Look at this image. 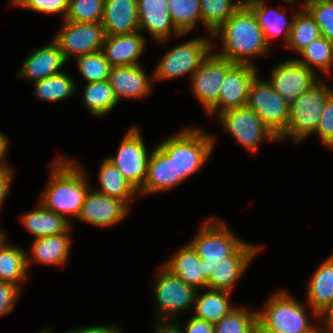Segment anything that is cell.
<instances>
[{"mask_svg":"<svg viewBox=\"0 0 333 333\" xmlns=\"http://www.w3.org/2000/svg\"><path fill=\"white\" fill-rule=\"evenodd\" d=\"M9 146H10L9 137L5 135V133L0 131V167L11 166L9 165L6 158Z\"/></svg>","mask_w":333,"mask_h":333,"instance_id":"681fc988","label":"cell"},{"mask_svg":"<svg viewBox=\"0 0 333 333\" xmlns=\"http://www.w3.org/2000/svg\"><path fill=\"white\" fill-rule=\"evenodd\" d=\"M122 328L118 325H107V324H99V325H89L85 327H78L75 329L68 330L65 333H123Z\"/></svg>","mask_w":333,"mask_h":333,"instance_id":"7dc6e473","label":"cell"},{"mask_svg":"<svg viewBox=\"0 0 333 333\" xmlns=\"http://www.w3.org/2000/svg\"><path fill=\"white\" fill-rule=\"evenodd\" d=\"M222 128L249 153L255 154L263 141L279 142L278 137L248 106L224 111L217 116Z\"/></svg>","mask_w":333,"mask_h":333,"instance_id":"9c48e42d","label":"cell"},{"mask_svg":"<svg viewBox=\"0 0 333 333\" xmlns=\"http://www.w3.org/2000/svg\"><path fill=\"white\" fill-rule=\"evenodd\" d=\"M307 283L305 302L319 314L333 301V253L318 265Z\"/></svg>","mask_w":333,"mask_h":333,"instance_id":"83f0119b","label":"cell"},{"mask_svg":"<svg viewBox=\"0 0 333 333\" xmlns=\"http://www.w3.org/2000/svg\"><path fill=\"white\" fill-rule=\"evenodd\" d=\"M320 333H333V301L318 314Z\"/></svg>","mask_w":333,"mask_h":333,"instance_id":"c3c4849f","label":"cell"},{"mask_svg":"<svg viewBox=\"0 0 333 333\" xmlns=\"http://www.w3.org/2000/svg\"><path fill=\"white\" fill-rule=\"evenodd\" d=\"M6 238H7V233L1 229L0 230V245Z\"/></svg>","mask_w":333,"mask_h":333,"instance_id":"f5cc1de1","label":"cell"},{"mask_svg":"<svg viewBox=\"0 0 333 333\" xmlns=\"http://www.w3.org/2000/svg\"><path fill=\"white\" fill-rule=\"evenodd\" d=\"M11 5L44 14H60L64 20L69 0H11Z\"/></svg>","mask_w":333,"mask_h":333,"instance_id":"b9f144b4","label":"cell"},{"mask_svg":"<svg viewBox=\"0 0 333 333\" xmlns=\"http://www.w3.org/2000/svg\"><path fill=\"white\" fill-rule=\"evenodd\" d=\"M259 72L257 66L234 63L226 71L219 100L207 112L208 116H218L224 111L246 106L250 86Z\"/></svg>","mask_w":333,"mask_h":333,"instance_id":"9a60e30c","label":"cell"},{"mask_svg":"<svg viewBox=\"0 0 333 333\" xmlns=\"http://www.w3.org/2000/svg\"><path fill=\"white\" fill-rule=\"evenodd\" d=\"M21 225L33 239L66 233L73 224L64 216L48 210L40 202H36L33 210L25 212L20 216Z\"/></svg>","mask_w":333,"mask_h":333,"instance_id":"4316f807","label":"cell"},{"mask_svg":"<svg viewBox=\"0 0 333 333\" xmlns=\"http://www.w3.org/2000/svg\"><path fill=\"white\" fill-rule=\"evenodd\" d=\"M70 228L66 233L60 235H49L33 239L31 250L26 252L27 269L34 264L61 267L69 260L73 237Z\"/></svg>","mask_w":333,"mask_h":333,"instance_id":"603a6c76","label":"cell"},{"mask_svg":"<svg viewBox=\"0 0 333 333\" xmlns=\"http://www.w3.org/2000/svg\"><path fill=\"white\" fill-rule=\"evenodd\" d=\"M216 139L199 126H187L168 136L157 146L174 161L177 177L188 179L210 159L215 150Z\"/></svg>","mask_w":333,"mask_h":333,"instance_id":"277c9868","label":"cell"},{"mask_svg":"<svg viewBox=\"0 0 333 333\" xmlns=\"http://www.w3.org/2000/svg\"><path fill=\"white\" fill-rule=\"evenodd\" d=\"M173 25L181 34H189L202 24L200 0H167Z\"/></svg>","mask_w":333,"mask_h":333,"instance_id":"8d00e7d4","label":"cell"},{"mask_svg":"<svg viewBox=\"0 0 333 333\" xmlns=\"http://www.w3.org/2000/svg\"><path fill=\"white\" fill-rule=\"evenodd\" d=\"M266 1L267 0H244V3L255 15L257 22L263 31L265 42L269 47L271 48L272 39L278 38L282 34L283 38L281 39H283L282 41L285 47L290 37L294 17L302 6L300 4L298 5V2L295 3L296 0H282L285 5L291 7V10H294L289 21L286 15V10L269 7L267 6L268 3ZM293 5H296V8L298 9H295Z\"/></svg>","mask_w":333,"mask_h":333,"instance_id":"ac0fdd59","label":"cell"},{"mask_svg":"<svg viewBox=\"0 0 333 333\" xmlns=\"http://www.w3.org/2000/svg\"><path fill=\"white\" fill-rule=\"evenodd\" d=\"M60 28L53 40L67 61L101 51L106 37L102 23H77L63 20Z\"/></svg>","mask_w":333,"mask_h":333,"instance_id":"7c38bea8","label":"cell"},{"mask_svg":"<svg viewBox=\"0 0 333 333\" xmlns=\"http://www.w3.org/2000/svg\"><path fill=\"white\" fill-rule=\"evenodd\" d=\"M187 180L185 177H177V168L158 146L151 149L147 165V174L143 187L138 192L139 196L160 194L178 187Z\"/></svg>","mask_w":333,"mask_h":333,"instance_id":"7402d4cb","label":"cell"},{"mask_svg":"<svg viewBox=\"0 0 333 333\" xmlns=\"http://www.w3.org/2000/svg\"><path fill=\"white\" fill-rule=\"evenodd\" d=\"M78 72L88 82H99L109 79L112 69L102 51L76 57Z\"/></svg>","mask_w":333,"mask_h":333,"instance_id":"f35d334b","label":"cell"},{"mask_svg":"<svg viewBox=\"0 0 333 333\" xmlns=\"http://www.w3.org/2000/svg\"><path fill=\"white\" fill-rule=\"evenodd\" d=\"M257 308L237 306L219 322L214 324L215 333H257Z\"/></svg>","mask_w":333,"mask_h":333,"instance_id":"74e56055","label":"cell"},{"mask_svg":"<svg viewBox=\"0 0 333 333\" xmlns=\"http://www.w3.org/2000/svg\"><path fill=\"white\" fill-rule=\"evenodd\" d=\"M147 148L140 128L133 124L121 140L117 153L111 157H105L138 192L143 187L147 174L151 154Z\"/></svg>","mask_w":333,"mask_h":333,"instance_id":"30bf717a","label":"cell"},{"mask_svg":"<svg viewBox=\"0 0 333 333\" xmlns=\"http://www.w3.org/2000/svg\"><path fill=\"white\" fill-rule=\"evenodd\" d=\"M181 333H215L214 324L205 320L198 319L191 315L185 325L178 322V318L174 320Z\"/></svg>","mask_w":333,"mask_h":333,"instance_id":"f6af8a7d","label":"cell"},{"mask_svg":"<svg viewBox=\"0 0 333 333\" xmlns=\"http://www.w3.org/2000/svg\"><path fill=\"white\" fill-rule=\"evenodd\" d=\"M269 75L266 80L288 104L293 103L320 80L317 73L296 58L279 62Z\"/></svg>","mask_w":333,"mask_h":333,"instance_id":"5bb4252c","label":"cell"},{"mask_svg":"<svg viewBox=\"0 0 333 333\" xmlns=\"http://www.w3.org/2000/svg\"><path fill=\"white\" fill-rule=\"evenodd\" d=\"M67 62L59 46L52 39L49 44L35 48L24 58L16 76L33 83L62 73L64 70L62 68Z\"/></svg>","mask_w":333,"mask_h":333,"instance_id":"ffe728a7","label":"cell"},{"mask_svg":"<svg viewBox=\"0 0 333 333\" xmlns=\"http://www.w3.org/2000/svg\"><path fill=\"white\" fill-rule=\"evenodd\" d=\"M158 270L152 287L156 306L154 308L155 322H174L177 316L192 312L197 290L187 285L163 265Z\"/></svg>","mask_w":333,"mask_h":333,"instance_id":"52a82bcc","label":"cell"},{"mask_svg":"<svg viewBox=\"0 0 333 333\" xmlns=\"http://www.w3.org/2000/svg\"><path fill=\"white\" fill-rule=\"evenodd\" d=\"M14 173V174H13ZM15 172L11 166L0 167V211L9 195Z\"/></svg>","mask_w":333,"mask_h":333,"instance_id":"bcb514c9","label":"cell"},{"mask_svg":"<svg viewBox=\"0 0 333 333\" xmlns=\"http://www.w3.org/2000/svg\"><path fill=\"white\" fill-rule=\"evenodd\" d=\"M139 31H147L156 43H167L172 36L184 37L173 25L167 0H137ZM172 35V36H171Z\"/></svg>","mask_w":333,"mask_h":333,"instance_id":"d6986e66","label":"cell"},{"mask_svg":"<svg viewBox=\"0 0 333 333\" xmlns=\"http://www.w3.org/2000/svg\"><path fill=\"white\" fill-rule=\"evenodd\" d=\"M243 3L244 0H200L202 26L207 34L213 35Z\"/></svg>","mask_w":333,"mask_h":333,"instance_id":"d590c367","label":"cell"},{"mask_svg":"<svg viewBox=\"0 0 333 333\" xmlns=\"http://www.w3.org/2000/svg\"><path fill=\"white\" fill-rule=\"evenodd\" d=\"M140 31L106 36L102 45V53L112 67L140 65L139 59L145 53L148 41Z\"/></svg>","mask_w":333,"mask_h":333,"instance_id":"cb8c5ba5","label":"cell"},{"mask_svg":"<svg viewBox=\"0 0 333 333\" xmlns=\"http://www.w3.org/2000/svg\"><path fill=\"white\" fill-rule=\"evenodd\" d=\"M209 37V38H207ZM211 39V40H210ZM212 35L193 37L165 52L152 72L154 82L188 75L190 78L213 50Z\"/></svg>","mask_w":333,"mask_h":333,"instance_id":"ba28073f","label":"cell"},{"mask_svg":"<svg viewBox=\"0 0 333 333\" xmlns=\"http://www.w3.org/2000/svg\"><path fill=\"white\" fill-rule=\"evenodd\" d=\"M152 333H181L174 322H155Z\"/></svg>","mask_w":333,"mask_h":333,"instance_id":"f907efd6","label":"cell"},{"mask_svg":"<svg viewBox=\"0 0 333 333\" xmlns=\"http://www.w3.org/2000/svg\"><path fill=\"white\" fill-rule=\"evenodd\" d=\"M222 218L211 216L206 219L189 244L204 263V278L208 281L214 271V266L222 261H228L244 242L229 228Z\"/></svg>","mask_w":333,"mask_h":333,"instance_id":"5b68a950","label":"cell"},{"mask_svg":"<svg viewBox=\"0 0 333 333\" xmlns=\"http://www.w3.org/2000/svg\"><path fill=\"white\" fill-rule=\"evenodd\" d=\"M321 35L320 28L314 18L302 7L294 17L290 37L285 48L298 54Z\"/></svg>","mask_w":333,"mask_h":333,"instance_id":"e575fe53","label":"cell"},{"mask_svg":"<svg viewBox=\"0 0 333 333\" xmlns=\"http://www.w3.org/2000/svg\"><path fill=\"white\" fill-rule=\"evenodd\" d=\"M257 333H281L273 330H257Z\"/></svg>","mask_w":333,"mask_h":333,"instance_id":"db71d44e","label":"cell"},{"mask_svg":"<svg viewBox=\"0 0 333 333\" xmlns=\"http://www.w3.org/2000/svg\"><path fill=\"white\" fill-rule=\"evenodd\" d=\"M310 306L303 304L288 290H278L257 309V330H273L281 333H320L319 325L312 323L309 316L318 320V314L310 310ZM316 325V326H315Z\"/></svg>","mask_w":333,"mask_h":333,"instance_id":"3957f363","label":"cell"},{"mask_svg":"<svg viewBox=\"0 0 333 333\" xmlns=\"http://www.w3.org/2000/svg\"><path fill=\"white\" fill-rule=\"evenodd\" d=\"M81 99L94 118L105 117L119 104L108 80L86 83Z\"/></svg>","mask_w":333,"mask_h":333,"instance_id":"1f68e13d","label":"cell"},{"mask_svg":"<svg viewBox=\"0 0 333 333\" xmlns=\"http://www.w3.org/2000/svg\"><path fill=\"white\" fill-rule=\"evenodd\" d=\"M130 209L125 201L111 198L91 187L85 196L77 221L99 228L112 227L122 222L129 215Z\"/></svg>","mask_w":333,"mask_h":333,"instance_id":"2e32d148","label":"cell"},{"mask_svg":"<svg viewBox=\"0 0 333 333\" xmlns=\"http://www.w3.org/2000/svg\"><path fill=\"white\" fill-rule=\"evenodd\" d=\"M296 59L317 74L319 70L330 75L333 70V42L321 35L303 48Z\"/></svg>","mask_w":333,"mask_h":333,"instance_id":"836d02e7","label":"cell"},{"mask_svg":"<svg viewBox=\"0 0 333 333\" xmlns=\"http://www.w3.org/2000/svg\"><path fill=\"white\" fill-rule=\"evenodd\" d=\"M137 0H105L102 26L106 36L139 31Z\"/></svg>","mask_w":333,"mask_h":333,"instance_id":"d4e9b609","label":"cell"},{"mask_svg":"<svg viewBox=\"0 0 333 333\" xmlns=\"http://www.w3.org/2000/svg\"><path fill=\"white\" fill-rule=\"evenodd\" d=\"M211 51L189 78L191 91L207 113L219 100V93L226 71L234 64Z\"/></svg>","mask_w":333,"mask_h":333,"instance_id":"4fadbf2b","label":"cell"},{"mask_svg":"<svg viewBox=\"0 0 333 333\" xmlns=\"http://www.w3.org/2000/svg\"><path fill=\"white\" fill-rule=\"evenodd\" d=\"M22 289L9 282H0V316L14 312V307L22 297Z\"/></svg>","mask_w":333,"mask_h":333,"instance_id":"ee69618b","label":"cell"},{"mask_svg":"<svg viewBox=\"0 0 333 333\" xmlns=\"http://www.w3.org/2000/svg\"><path fill=\"white\" fill-rule=\"evenodd\" d=\"M37 333H54L51 327H44L43 329L39 330Z\"/></svg>","mask_w":333,"mask_h":333,"instance_id":"816d5d0a","label":"cell"},{"mask_svg":"<svg viewBox=\"0 0 333 333\" xmlns=\"http://www.w3.org/2000/svg\"><path fill=\"white\" fill-rule=\"evenodd\" d=\"M315 134L325 149H333V93L326 102L322 117L313 135Z\"/></svg>","mask_w":333,"mask_h":333,"instance_id":"7bdbcfd3","label":"cell"},{"mask_svg":"<svg viewBox=\"0 0 333 333\" xmlns=\"http://www.w3.org/2000/svg\"><path fill=\"white\" fill-rule=\"evenodd\" d=\"M50 164L48 181L41 191L38 202L45 208L64 216L69 222L76 221L90 185L89 173L76 158L57 155Z\"/></svg>","mask_w":333,"mask_h":333,"instance_id":"6da1fadb","label":"cell"},{"mask_svg":"<svg viewBox=\"0 0 333 333\" xmlns=\"http://www.w3.org/2000/svg\"><path fill=\"white\" fill-rule=\"evenodd\" d=\"M0 245V282H9L19 286L27 281L29 271L26 264V250L19 245L7 242Z\"/></svg>","mask_w":333,"mask_h":333,"instance_id":"4dcf8cb0","label":"cell"},{"mask_svg":"<svg viewBox=\"0 0 333 333\" xmlns=\"http://www.w3.org/2000/svg\"><path fill=\"white\" fill-rule=\"evenodd\" d=\"M98 171V187L92 188L111 198L125 201L129 206L131 200L138 196V191L125 179L123 174L106 158L101 161Z\"/></svg>","mask_w":333,"mask_h":333,"instance_id":"f546056e","label":"cell"},{"mask_svg":"<svg viewBox=\"0 0 333 333\" xmlns=\"http://www.w3.org/2000/svg\"><path fill=\"white\" fill-rule=\"evenodd\" d=\"M263 245H256L245 241L233 254L228 256V261H222L214 266V271L207 281V288L212 290H225L233 293L232 289L243 277L251 262L259 255Z\"/></svg>","mask_w":333,"mask_h":333,"instance_id":"e0dca14e","label":"cell"},{"mask_svg":"<svg viewBox=\"0 0 333 333\" xmlns=\"http://www.w3.org/2000/svg\"><path fill=\"white\" fill-rule=\"evenodd\" d=\"M246 106L257 113L278 138L285 132L289 121L290 104L259 75L250 86Z\"/></svg>","mask_w":333,"mask_h":333,"instance_id":"8fae6325","label":"cell"},{"mask_svg":"<svg viewBox=\"0 0 333 333\" xmlns=\"http://www.w3.org/2000/svg\"><path fill=\"white\" fill-rule=\"evenodd\" d=\"M303 7L314 18L321 34L333 42V0H315Z\"/></svg>","mask_w":333,"mask_h":333,"instance_id":"60d3db41","label":"cell"},{"mask_svg":"<svg viewBox=\"0 0 333 333\" xmlns=\"http://www.w3.org/2000/svg\"><path fill=\"white\" fill-rule=\"evenodd\" d=\"M221 40V51H216L232 63L253 65L256 57H265L271 51L252 10L243 3L235 13L212 35Z\"/></svg>","mask_w":333,"mask_h":333,"instance_id":"7a4b0ae2","label":"cell"},{"mask_svg":"<svg viewBox=\"0 0 333 333\" xmlns=\"http://www.w3.org/2000/svg\"><path fill=\"white\" fill-rule=\"evenodd\" d=\"M332 93L333 87L328 86L327 82L321 78L291 103L287 128L278 138L279 142L290 138L294 144H299L304 139L312 137Z\"/></svg>","mask_w":333,"mask_h":333,"instance_id":"8992f818","label":"cell"},{"mask_svg":"<svg viewBox=\"0 0 333 333\" xmlns=\"http://www.w3.org/2000/svg\"><path fill=\"white\" fill-rule=\"evenodd\" d=\"M36 99L43 102H59L72 97L78 86L69 73H62L49 76L45 79L32 83Z\"/></svg>","mask_w":333,"mask_h":333,"instance_id":"d6a6232c","label":"cell"},{"mask_svg":"<svg viewBox=\"0 0 333 333\" xmlns=\"http://www.w3.org/2000/svg\"><path fill=\"white\" fill-rule=\"evenodd\" d=\"M312 1H315V0H303L301 3L299 2V4L303 7L304 5H306L307 3L312 2Z\"/></svg>","mask_w":333,"mask_h":333,"instance_id":"11a10c76","label":"cell"},{"mask_svg":"<svg viewBox=\"0 0 333 333\" xmlns=\"http://www.w3.org/2000/svg\"><path fill=\"white\" fill-rule=\"evenodd\" d=\"M108 81L119 103L149 96L154 83L153 74L148 75L141 65L112 67Z\"/></svg>","mask_w":333,"mask_h":333,"instance_id":"44dd1931","label":"cell"},{"mask_svg":"<svg viewBox=\"0 0 333 333\" xmlns=\"http://www.w3.org/2000/svg\"><path fill=\"white\" fill-rule=\"evenodd\" d=\"M162 265L197 291L203 288L206 291L207 280L204 278V263L189 243L178 249Z\"/></svg>","mask_w":333,"mask_h":333,"instance_id":"484cf974","label":"cell"},{"mask_svg":"<svg viewBox=\"0 0 333 333\" xmlns=\"http://www.w3.org/2000/svg\"><path fill=\"white\" fill-rule=\"evenodd\" d=\"M105 0H69L65 21L97 23L102 21Z\"/></svg>","mask_w":333,"mask_h":333,"instance_id":"ab89813d","label":"cell"},{"mask_svg":"<svg viewBox=\"0 0 333 333\" xmlns=\"http://www.w3.org/2000/svg\"><path fill=\"white\" fill-rule=\"evenodd\" d=\"M206 290V292L197 291L191 313L198 319L215 324L227 316L236 306L234 303L232 304L230 299L231 292L208 288Z\"/></svg>","mask_w":333,"mask_h":333,"instance_id":"f1b7e54d","label":"cell"}]
</instances>
